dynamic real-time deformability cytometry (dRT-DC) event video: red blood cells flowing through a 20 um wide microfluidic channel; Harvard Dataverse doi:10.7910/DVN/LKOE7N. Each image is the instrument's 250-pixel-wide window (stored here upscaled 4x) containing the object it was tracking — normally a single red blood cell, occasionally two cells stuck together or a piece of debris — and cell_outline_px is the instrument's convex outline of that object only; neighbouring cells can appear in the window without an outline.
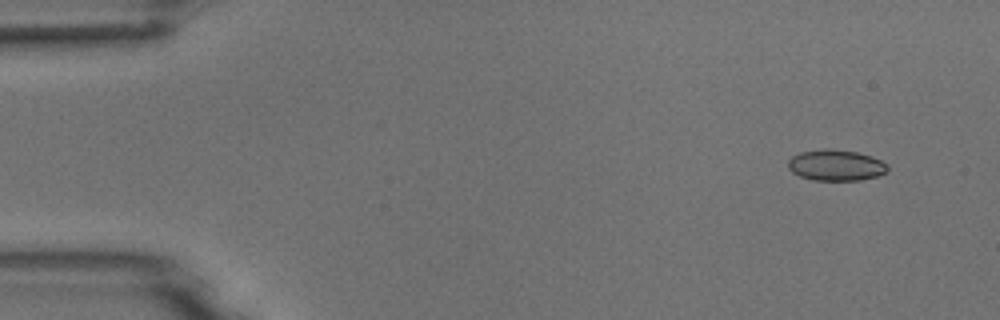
{"species": "common noctule bat (a hibernating species)", "species_latin": "Nyctalus noctula", "temperature_condition": "room temperature", "stored_images_in_passage": 5, "camera_frame_rate_fps": 3000, "um_per_image_px": 0.085, "animal": {"sex": "male", "body_mass_g": 18.8}, "frame": {"image": 1, "passage_image": 2, "time_ms": 1.0, "image_size_px": [1000, 320], "cell_outline_px": [[888, 168], [884, 172], [876, 176], [860, 180], [812, 180], [800, 176], [792, 172], [788, 168], [788, 160], [792, 156], [800, 152], [824, 148], [832, 148], [856, 152], [872, 156], [888, 164]], "centroid_in_image_um": [71.02, 14.03], "position_along_channel_um": 14.0, "area_um2": 18.03}}
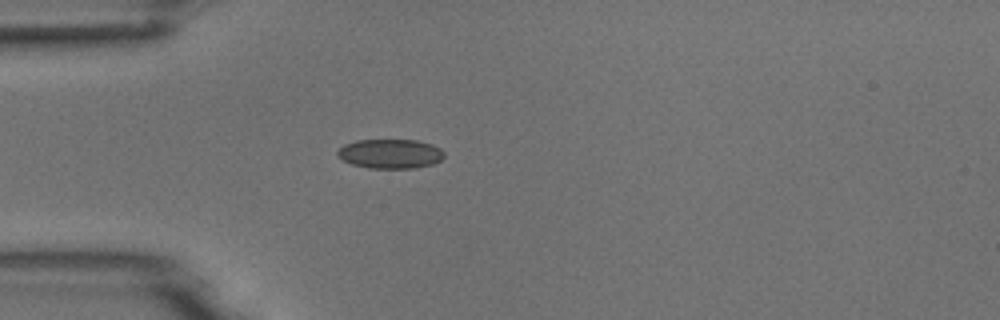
{"frame": {"image": 2, "passage_image": 5, "time_ms": 4.667, "image_size_px": [1000, 320], "cell_outline_px": [[444, 156], [440, 160], [432, 164], [416, 168], [368, 168], [352, 164], [336, 156], [336, 152], [344, 144], [356, 140], [416, 140], [432, 144], [440, 148], [444, 152]], "centroid_in_image_um": [33.16, 13.07], "position_along_channel_um": 51.8, "area_um2": 18.32}}